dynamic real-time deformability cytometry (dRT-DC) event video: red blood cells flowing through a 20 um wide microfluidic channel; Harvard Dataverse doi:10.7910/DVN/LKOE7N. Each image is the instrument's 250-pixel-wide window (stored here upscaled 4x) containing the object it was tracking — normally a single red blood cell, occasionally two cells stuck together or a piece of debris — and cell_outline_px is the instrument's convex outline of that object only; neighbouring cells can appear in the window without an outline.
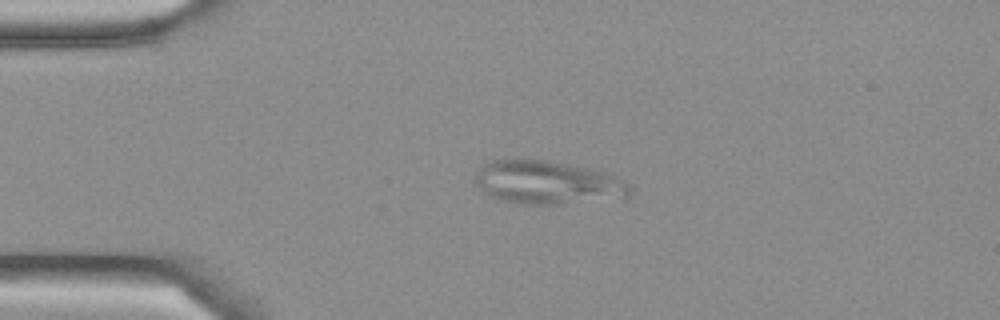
{"species": "Egyptian fruit bat (a non-hibernating species)", "species_latin": "Rousettus aegyptiacus", "temperature_condition": "cold", "stored_images_in_passage": 41, "camera_frame_rate_fps": 3000, "um_per_image_px": 0.085, "frame": {"image": 1, "passage_image": 1, "time_ms": 0.0, "image_size_px": [1000, 320], "cell_outline_px": [[628, 196], [560, 204], [524, 204], [500, 200], [488, 196], [476, 180], [476, 172], [484, 164], [492, 160], [544, 160], [588, 168], [604, 172], [616, 176], [624, 180], [628, 184]], "centroid_in_image_um": [46.5, 15.51], "position_along_channel_um": 38.5, "area_um2": 38.21}}
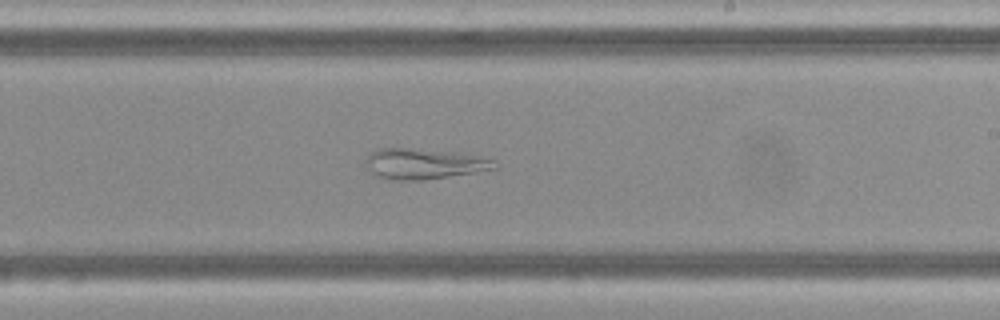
{"frame": {"image": 2, "passage_image": 20, "time_ms": 6.333, "image_size_px": [1000, 320], "cell_outline_px": [[500, 164], [496, 168], [476, 172], [424, 180], [388, 180], [376, 176], [364, 164], [364, 160], [372, 152], [380, 148], [408, 148], [460, 152], [480, 156], [496, 160]], "centroid_in_image_um": [36.07, 13.92], "position_along_channel_um": 252.9, "area_um2": 23.29}}
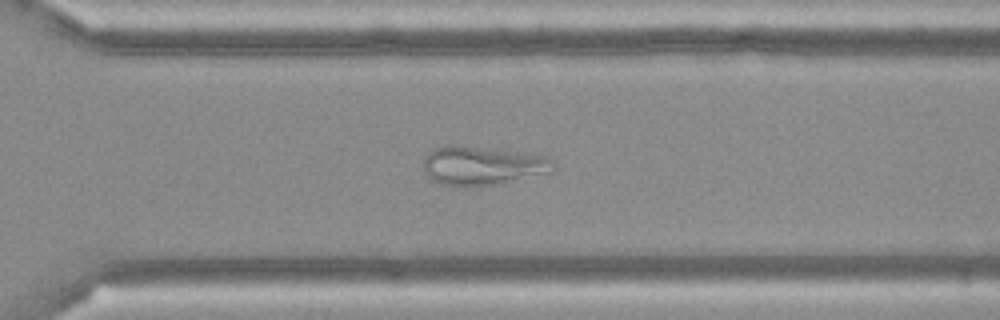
{"frame": {"image": 3, "passage_image": 26, "time_ms": 8.333, "image_size_px": [1000, 320], "cell_outline_px": [[556, 168], [552, 172], [496, 184], [440, 184], [432, 180], [424, 172], [424, 160], [432, 148], [448, 144], [452, 144], [520, 152], [548, 156], [556, 160]], "centroid_in_image_um": [41.06, 14.04], "position_along_channel_um": 329.5, "area_um2": 29.13}}